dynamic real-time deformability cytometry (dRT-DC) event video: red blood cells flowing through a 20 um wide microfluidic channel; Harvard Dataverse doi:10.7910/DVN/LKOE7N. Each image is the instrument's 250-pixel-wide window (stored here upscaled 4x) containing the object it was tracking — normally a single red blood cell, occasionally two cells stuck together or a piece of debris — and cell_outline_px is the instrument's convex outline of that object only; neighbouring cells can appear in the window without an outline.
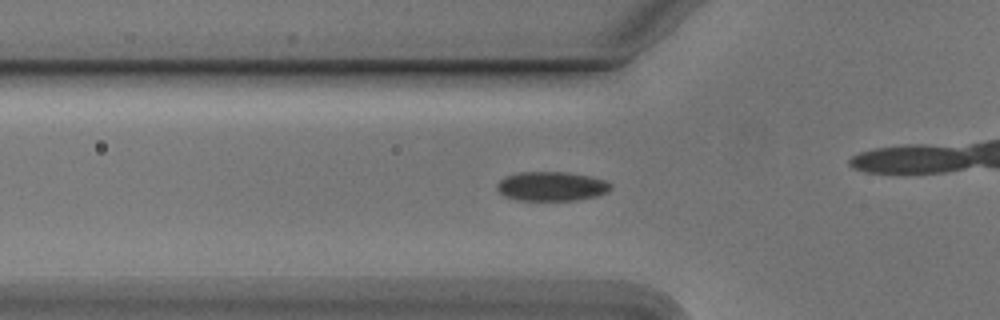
{"species": "Egyptian fruit bat (a non-hibernating species)", "species_latin": "Rousettus aegyptiacus", "temperature_condition": "cold", "stored_images_in_passage": 52, "camera_frame_rate_fps": 3000, "um_per_image_px": 0.085, "animal": {"sex": "male"}, "frame": {"image": 1, "passage_image": 16, "time_ms": 5.0, "image_size_px": [1000, 320], "cell_outline_px": [[612, 188], [608, 192], [596, 196], [576, 200], [516, 200], [504, 196], [496, 188], [496, 184], [504, 176], [520, 172], [568, 172], [588, 176], [604, 180], [612, 184]], "centroid_in_image_um": [46.86, 15.83], "position_along_channel_um": 78.9, "area_um2": 19.48}}
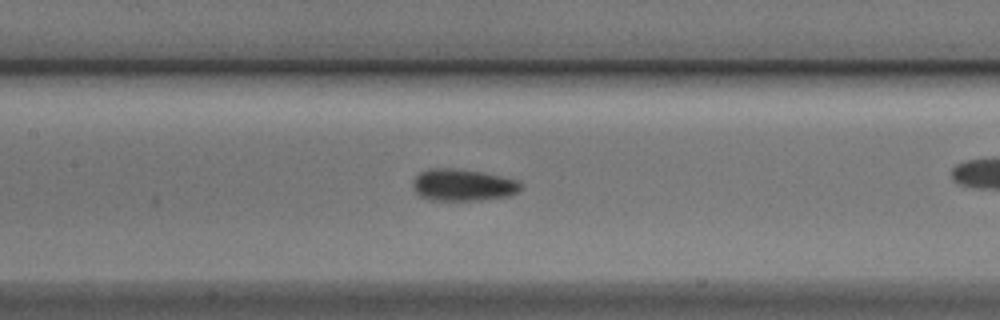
{"frame": {"image": 2, "passage_image": 23, "time_ms": 7.333, "image_size_px": [1000, 320], "cell_outline_px": [[520, 192], [508, 196], [480, 200], [428, 200], [420, 196], [416, 192], [412, 184], [412, 180], [420, 172], [428, 168], [452, 168], [484, 172], [516, 180], [520, 184]], "centroid_in_image_um": [39.31, 15.72], "position_along_channel_um": 168.1, "area_um2": 20.11}}
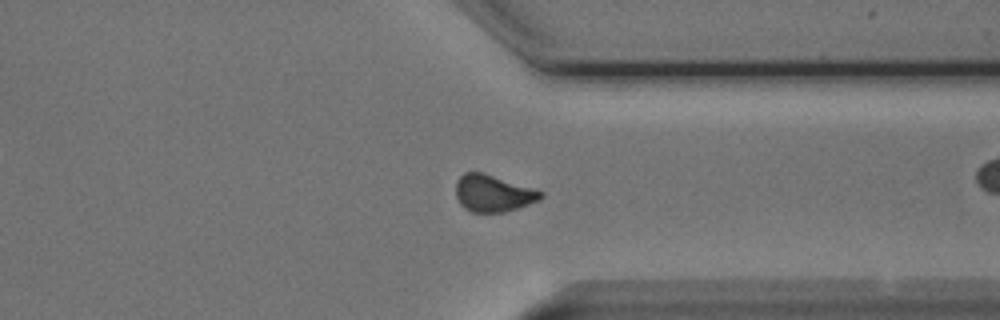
{"frame": {"image": 3, "passage_image": 39, "time_ms": 12.667, "image_size_px": [1000, 320], "cell_outline_px": [[544, 196], [540, 200], [504, 212], [472, 212], [464, 208], [460, 204], [456, 196], [456, 180], [464, 172], [480, 172], [544, 192]], "centroid_in_image_um": [41.88, 16.44], "position_along_channel_um": 369.5, "area_um2": 17.98}, "authors_computed_cell_mechanics": {"area_um2": 19.0162, "velocity_mm_per_s": 3.8045, "shape_relaxation_time_tau1_ms": 4.7305, "shape_relaxation_time_tau2_ms": 7.5298, "deformation_change_tau1": 0.0901, "deformation_change_tau2": 0.0983}}